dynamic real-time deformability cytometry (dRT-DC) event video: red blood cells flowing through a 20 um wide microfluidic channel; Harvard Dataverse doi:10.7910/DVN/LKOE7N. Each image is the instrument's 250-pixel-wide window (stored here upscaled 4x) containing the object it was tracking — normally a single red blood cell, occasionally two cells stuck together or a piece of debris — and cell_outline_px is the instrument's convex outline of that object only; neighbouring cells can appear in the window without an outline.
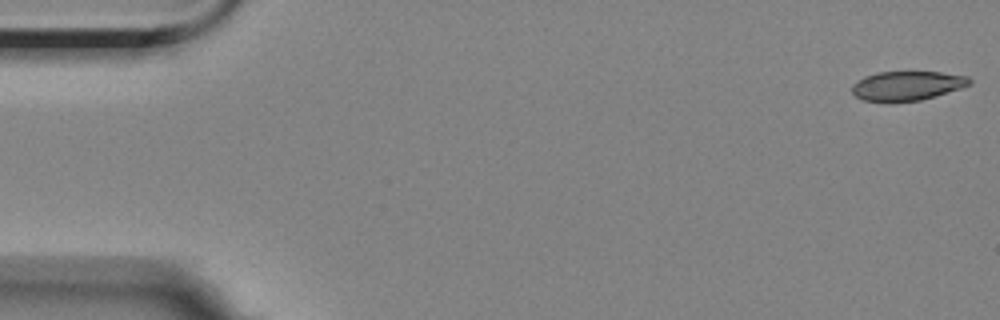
{"species": "Egyptian fruit bat (a non-hibernating species)", "species_latin": "Rousettus aegyptiacus", "temperature_condition": "room temperature", "stored_images_in_passage": 10, "camera_frame_rate_fps": 3000, "um_per_image_px": 0.085, "animal": {"sex": "female"}, "frame": {"image": 1, "passage_image": 1, "time_ms": 0.0, "image_size_px": [1000, 320], "cell_outline_px": [[972, 84], [960, 88], [920, 100], [888, 104], [864, 100], [856, 96], [852, 92], [852, 84], [864, 76], [876, 72], [940, 72], [968, 76], [972, 80]], "centroid_in_image_um": [77.06, 7.31], "position_along_channel_um": 7.9, "area_um2": 20.4}}